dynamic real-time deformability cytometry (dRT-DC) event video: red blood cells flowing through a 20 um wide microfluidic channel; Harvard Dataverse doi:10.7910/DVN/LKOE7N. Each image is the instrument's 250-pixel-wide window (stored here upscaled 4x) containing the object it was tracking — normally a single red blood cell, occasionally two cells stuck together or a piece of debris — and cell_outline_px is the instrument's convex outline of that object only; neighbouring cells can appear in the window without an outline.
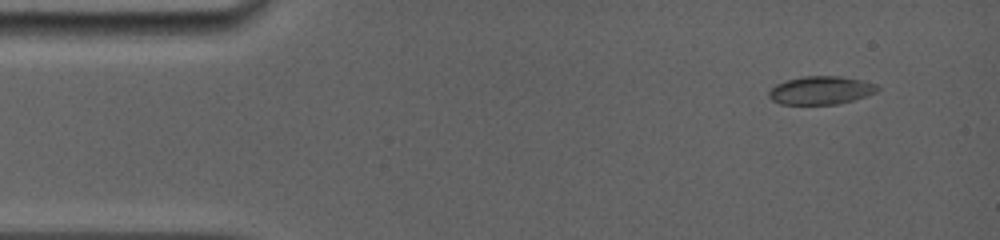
{"species": "common noctule bat (a hibernating species)", "species_latin": "Nyctalus noctula", "temperature_condition": "room temperature", "stored_images_in_passage": 7, "camera_frame_rate_fps": 5000, "um_per_image_px": 0.085, "animal": {"sex": "female", "body_mass_g": 19.0, "forearm_length_mm": 56.7}, "frame": {"image": 1, "passage_image": 2, "time_ms": 0.8, "image_size_px": [1000, 240], "cell_outline_px": [[880, 88], [876, 92], [852, 100], [836, 104], [780, 104], [772, 100], [768, 96], [768, 92], [776, 84], [788, 80], [804, 76], [840, 76], [860, 80], [876, 84]], "centroid_in_image_um": [69.75, 7.68], "position_along_channel_um": 15.2, "area_um2": 17.63}}
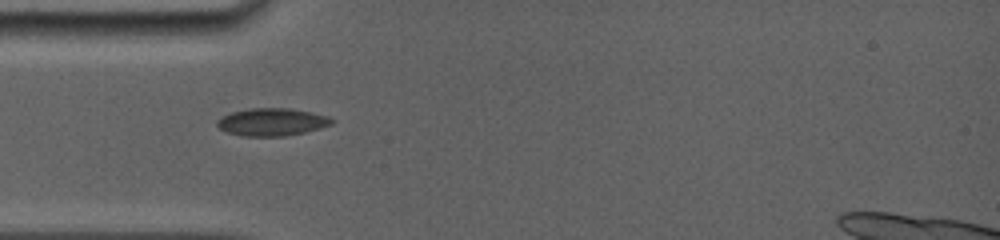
{"frame": {"image": 2, "passage_image": 6, "time_ms": 4.2, "image_size_px": [1000, 240], "cell_outline_px": [[336, 120], [332, 124], [320, 128], [304, 132], [284, 136], [244, 136], [228, 132], [220, 128], [216, 124], [216, 120], [232, 112], [252, 108], [288, 108], [328, 116]], "centroid_in_image_um": [23.13, 10.37], "position_along_channel_um": 61.9, "area_um2": 18.21}}
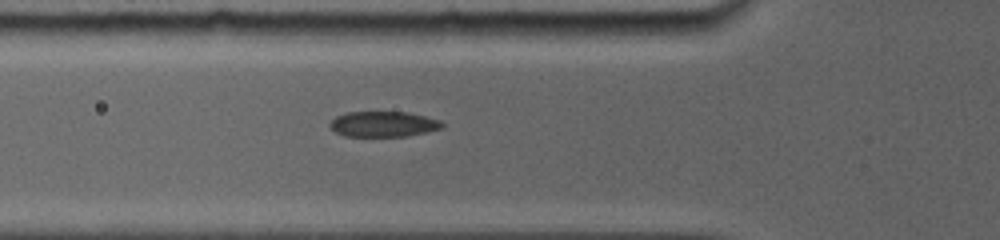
{"frame": {"image": 3, "passage_image": 7, "time_ms": 5.0, "image_size_px": [1000, 240], "cell_outline_px": [[444, 128], [408, 136], [344, 136], [336, 132], [328, 124], [336, 116], [348, 112], [408, 112], [440, 120], [444, 124]], "centroid_in_image_um": [32.6, 10.55], "position_along_channel_um": 93.2, "area_um2": 16.65}}